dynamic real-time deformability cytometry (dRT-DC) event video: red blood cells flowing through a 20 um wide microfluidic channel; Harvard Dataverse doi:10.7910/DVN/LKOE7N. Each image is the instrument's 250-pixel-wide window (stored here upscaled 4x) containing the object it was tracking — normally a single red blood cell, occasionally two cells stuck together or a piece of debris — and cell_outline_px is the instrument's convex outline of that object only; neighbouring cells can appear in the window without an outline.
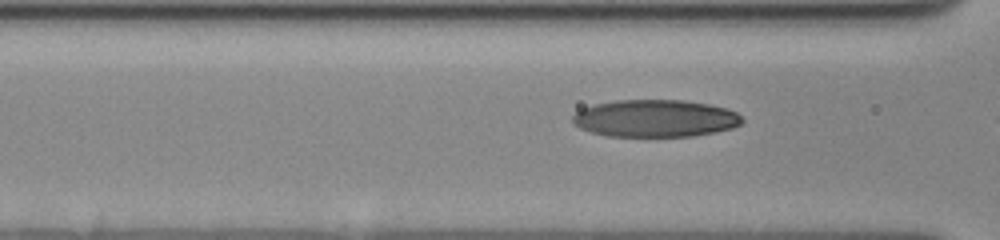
{"species": "human", "species_latin": "Homo sapiens", "temperature_condition": "cold", "stored_images_in_passage": 16, "camera_frame_rate_fps": 3000, "um_per_image_px": 0.085, "donor": {"sex": "female"}, "frame": {"image": 1, "passage_image": 14, "time_ms": 4.333, "image_size_px": [1000, 240], "cell_outline_px": [[744, 120], [740, 124], [732, 128], [716, 132], [692, 136], [608, 136], [592, 132], [580, 128], [572, 124], [572, 116], [580, 108], [592, 104], [616, 100], [684, 100], [708, 104], [728, 108], [736, 112]], "centroid_in_image_um": [55.67, 10.05], "position_along_channel_um": 110.9, "area_um2": 37.11}}